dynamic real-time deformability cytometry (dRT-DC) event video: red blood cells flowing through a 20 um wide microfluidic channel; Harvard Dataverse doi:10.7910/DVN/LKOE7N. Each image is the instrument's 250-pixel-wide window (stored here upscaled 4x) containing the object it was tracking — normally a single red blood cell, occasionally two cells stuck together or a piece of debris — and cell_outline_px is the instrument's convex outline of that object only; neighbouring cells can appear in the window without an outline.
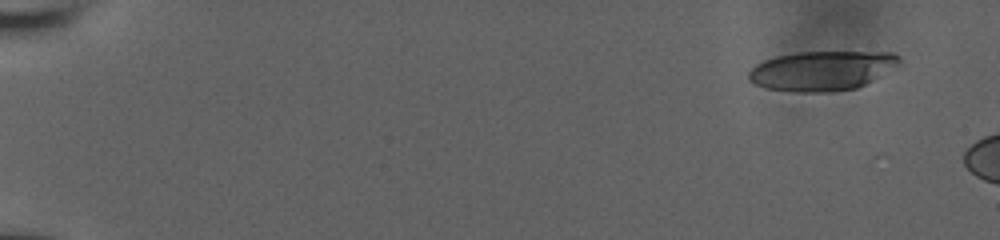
{"species": "human", "species_latin": "Homo sapiens", "temperature_condition": "room temperature", "stored_images_in_passage": 14, "camera_frame_rate_fps": 3000, "um_per_image_px": 0.085, "donor": {"sex": "male"}, "frame": {"image": 1, "passage_image": 1, "time_ms": 0.0, "image_size_px": [1000, 240], "cell_outline_px": [[900, 64], [872, 80], [856, 88], [832, 92], [796, 92], [764, 88], [748, 80], [748, 72], [756, 64], [764, 60], [776, 56], [800, 52], [892, 52], [900, 56]], "centroid_in_image_um": [69.84, 6.01], "position_along_channel_um": 15.2, "area_um2": 34.74}}